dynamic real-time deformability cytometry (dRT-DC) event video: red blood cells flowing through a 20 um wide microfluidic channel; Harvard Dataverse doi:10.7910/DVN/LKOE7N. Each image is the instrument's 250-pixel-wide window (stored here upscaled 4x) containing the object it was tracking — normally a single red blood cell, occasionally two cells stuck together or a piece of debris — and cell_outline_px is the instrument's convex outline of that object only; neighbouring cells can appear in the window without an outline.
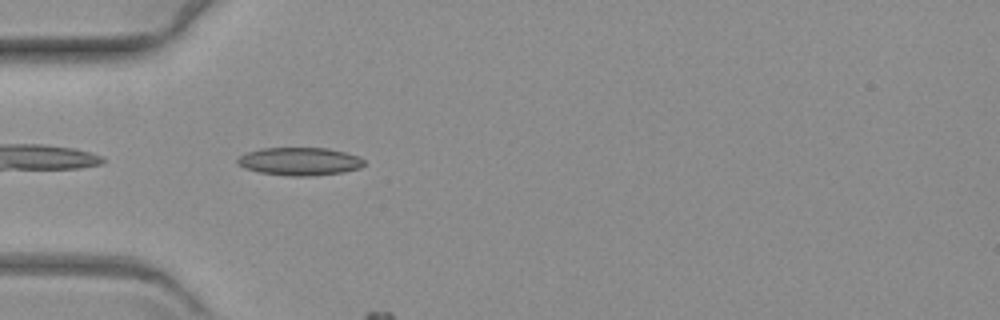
{"species": "common noctule bat (a hibernating species)", "species_latin": "Nyctalus noctula", "temperature_condition": "warm", "stored_images_in_passage": 4, "camera_frame_rate_fps": 3000, "um_per_image_px": 0.085, "animal": {"sex": "female", "body_mass_g": 19.3, "forearm_length_mm": 54.1}, "frame": {"image": 1, "passage_image": 2, "time_ms": 0.333, "image_size_px": [1000, 320], "cell_outline_px": [[364, 164], [360, 168], [344, 172], [312, 176], [288, 176], [260, 172], [244, 168], [236, 164], [236, 160], [240, 156], [248, 152], [260, 148], [328, 148], [344, 152], [356, 156], [364, 160]], "centroid_in_image_um": [25.45, 13.72], "position_along_channel_um": 59.6, "area_um2": 20.63}}